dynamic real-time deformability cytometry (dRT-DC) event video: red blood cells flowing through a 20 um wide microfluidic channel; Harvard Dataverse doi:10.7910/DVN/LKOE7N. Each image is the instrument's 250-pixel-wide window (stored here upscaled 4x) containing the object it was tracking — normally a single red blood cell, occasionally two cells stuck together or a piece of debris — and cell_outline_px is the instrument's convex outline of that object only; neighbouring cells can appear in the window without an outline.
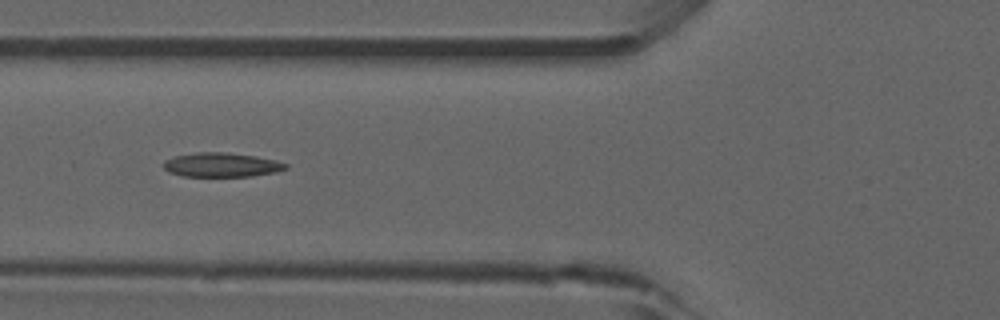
{"species": "common noctule bat (a hibernating species)", "species_latin": "Nyctalus noctula", "temperature_condition": "room temperature", "stored_images_in_passage": 36, "camera_frame_rate_fps": 3000, "um_per_image_px": 0.085, "animal": {"sex": "male", "forearm_length_mm": 52.5}, "frame": {"image": 1, "passage_image": 7, "time_ms": 2.0, "image_size_px": [1000, 320], "cell_outline_px": [[288, 168], [276, 172], [252, 176], [180, 176], [168, 172], [164, 168], [164, 160], [172, 156], [196, 152], [224, 152], [256, 156], [276, 160], [288, 164]], "centroid_in_image_um": [18.81, 14.01], "position_along_channel_um": 107.0, "area_um2": 17.4}}